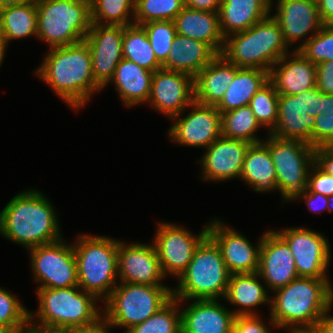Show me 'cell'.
<instances>
[{
  "instance_id": "9",
  "label": "cell",
  "mask_w": 333,
  "mask_h": 333,
  "mask_svg": "<svg viewBox=\"0 0 333 333\" xmlns=\"http://www.w3.org/2000/svg\"><path fill=\"white\" fill-rule=\"evenodd\" d=\"M173 297L170 286H152L118 282L104 302L103 316L113 328L143 323Z\"/></svg>"
},
{
  "instance_id": "58",
  "label": "cell",
  "mask_w": 333,
  "mask_h": 333,
  "mask_svg": "<svg viewBox=\"0 0 333 333\" xmlns=\"http://www.w3.org/2000/svg\"><path fill=\"white\" fill-rule=\"evenodd\" d=\"M328 201H329V203H328V210L327 211L329 213H331V212H333V195L328 197Z\"/></svg>"
},
{
  "instance_id": "30",
  "label": "cell",
  "mask_w": 333,
  "mask_h": 333,
  "mask_svg": "<svg viewBox=\"0 0 333 333\" xmlns=\"http://www.w3.org/2000/svg\"><path fill=\"white\" fill-rule=\"evenodd\" d=\"M218 54L206 43L176 34L163 69L195 77Z\"/></svg>"
},
{
  "instance_id": "16",
  "label": "cell",
  "mask_w": 333,
  "mask_h": 333,
  "mask_svg": "<svg viewBox=\"0 0 333 333\" xmlns=\"http://www.w3.org/2000/svg\"><path fill=\"white\" fill-rule=\"evenodd\" d=\"M208 235L219 246L230 274L256 273L263 233L258 243H253L235 228L227 226L219 218L208 222Z\"/></svg>"
},
{
  "instance_id": "17",
  "label": "cell",
  "mask_w": 333,
  "mask_h": 333,
  "mask_svg": "<svg viewBox=\"0 0 333 333\" xmlns=\"http://www.w3.org/2000/svg\"><path fill=\"white\" fill-rule=\"evenodd\" d=\"M272 17L277 21L285 44L289 47L303 38L300 45L293 50H299L323 26L319 16L318 2L313 0H277ZM309 37H308V36Z\"/></svg>"
},
{
  "instance_id": "34",
  "label": "cell",
  "mask_w": 333,
  "mask_h": 333,
  "mask_svg": "<svg viewBox=\"0 0 333 333\" xmlns=\"http://www.w3.org/2000/svg\"><path fill=\"white\" fill-rule=\"evenodd\" d=\"M122 54L124 59L132 61L151 72L162 69V65L156 59L147 33L140 25L132 24L124 27Z\"/></svg>"
},
{
  "instance_id": "56",
  "label": "cell",
  "mask_w": 333,
  "mask_h": 333,
  "mask_svg": "<svg viewBox=\"0 0 333 333\" xmlns=\"http://www.w3.org/2000/svg\"><path fill=\"white\" fill-rule=\"evenodd\" d=\"M287 333H323L319 327L296 328L287 331Z\"/></svg>"
},
{
  "instance_id": "5",
  "label": "cell",
  "mask_w": 333,
  "mask_h": 333,
  "mask_svg": "<svg viewBox=\"0 0 333 333\" xmlns=\"http://www.w3.org/2000/svg\"><path fill=\"white\" fill-rule=\"evenodd\" d=\"M290 50L282 30L270 14L249 29L225 38L221 55L239 68L270 71L271 67Z\"/></svg>"
},
{
  "instance_id": "3",
  "label": "cell",
  "mask_w": 333,
  "mask_h": 333,
  "mask_svg": "<svg viewBox=\"0 0 333 333\" xmlns=\"http://www.w3.org/2000/svg\"><path fill=\"white\" fill-rule=\"evenodd\" d=\"M273 294L269 315L280 330L317 327L333 305V284L329 278L298 277Z\"/></svg>"
},
{
  "instance_id": "18",
  "label": "cell",
  "mask_w": 333,
  "mask_h": 333,
  "mask_svg": "<svg viewBox=\"0 0 333 333\" xmlns=\"http://www.w3.org/2000/svg\"><path fill=\"white\" fill-rule=\"evenodd\" d=\"M122 25L91 23L84 41L89 46L91 65L95 81L104 89L115 74L118 63L123 59Z\"/></svg>"
},
{
  "instance_id": "37",
  "label": "cell",
  "mask_w": 333,
  "mask_h": 333,
  "mask_svg": "<svg viewBox=\"0 0 333 333\" xmlns=\"http://www.w3.org/2000/svg\"><path fill=\"white\" fill-rule=\"evenodd\" d=\"M181 305L180 300L172 297L155 314L125 333H182Z\"/></svg>"
},
{
  "instance_id": "42",
  "label": "cell",
  "mask_w": 333,
  "mask_h": 333,
  "mask_svg": "<svg viewBox=\"0 0 333 333\" xmlns=\"http://www.w3.org/2000/svg\"><path fill=\"white\" fill-rule=\"evenodd\" d=\"M299 51L314 64L333 61V24H323Z\"/></svg>"
},
{
  "instance_id": "22",
  "label": "cell",
  "mask_w": 333,
  "mask_h": 333,
  "mask_svg": "<svg viewBox=\"0 0 333 333\" xmlns=\"http://www.w3.org/2000/svg\"><path fill=\"white\" fill-rule=\"evenodd\" d=\"M269 81L278 94L297 95L316 87V64L290 50L271 67Z\"/></svg>"
},
{
  "instance_id": "57",
  "label": "cell",
  "mask_w": 333,
  "mask_h": 333,
  "mask_svg": "<svg viewBox=\"0 0 333 333\" xmlns=\"http://www.w3.org/2000/svg\"><path fill=\"white\" fill-rule=\"evenodd\" d=\"M8 43L3 35L0 33V67L4 61L5 53L7 52Z\"/></svg>"
},
{
  "instance_id": "44",
  "label": "cell",
  "mask_w": 333,
  "mask_h": 333,
  "mask_svg": "<svg viewBox=\"0 0 333 333\" xmlns=\"http://www.w3.org/2000/svg\"><path fill=\"white\" fill-rule=\"evenodd\" d=\"M269 326H267L261 315H239L235 316L233 321L232 333H272V328L278 326L269 318ZM271 323V324H270Z\"/></svg>"
},
{
  "instance_id": "8",
  "label": "cell",
  "mask_w": 333,
  "mask_h": 333,
  "mask_svg": "<svg viewBox=\"0 0 333 333\" xmlns=\"http://www.w3.org/2000/svg\"><path fill=\"white\" fill-rule=\"evenodd\" d=\"M37 39L53 47L84 41L90 30V2L36 0Z\"/></svg>"
},
{
  "instance_id": "49",
  "label": "cell",
  "mask_w": 333,
  "mask_h": 333,
  "mask_svg": "<svg viewBox=\"0 0 333 333\" xmlns=\"http://www.w3.org/2000/svg\"><path fill=\"white\" fill-rule=\"evenodd\" d=\"M314 162L326 173L333 176V146L314 149Z\"/></svg>"
},
{
  "instance_id": "32",
  "label": "cell",
  "mask_w": 333,
  "mask_h": 333,
  "mask_svg": "<svg viewBox=\"0 0 333 333\" xmlns=\"http://www.w3.org/2000/svg\"><path fill=\"white\" fill-rule=\"evenodd\" d=\"M269 81V72L256 68H239L221 101L215 106L220 113L250 104L255 93Z\"/></svg>"
},
{
  "instance_id": "35",
  "label": "cell",
  "mask_w": 333,
  "mask_h": 333,
  "mask_svg": "<svg viewBox=\"0 0 333 333\" xmlns=\"http://www.w3.org/2000/svg\"><path fill=\"white\" fill-rule=\"evenodd\" d=\"M221 123L222 136L225 138L244 140L251 144L264 141L257 135L262 126L249 105L221 113Z\"/></svg>"
},
{
  "instance_id": "55",
  "label": "cell",
  "mask_w": 333,
  "mask_h": 333,
  "mask_svg": "<svg viewBox=\"0 0 333 333\" xmlns=\"http://www.w3.org/2000/svg\"><path fill=\"white\" fill-rule=\"evenodd\" d=\"M31 1L33 0H0V9L25 4Z\"/></svg>"
},
{
  "instance_id": "59",
  "label": "cell",
  "mask_w": 333,
  "mask_h": 333,
  "mask_svg": "<svg viewBox=\"0 0 333 333\" xmlns=\"http://www.w3.org/2000/svg\"><path fill=\"white\" fill-rule=\"evenodd\" d=\"M0 333H14V332L12 330H10L9 328L0 324Z\"/></svg>"
},
{
  "instance_id": "48",
  "label": "cell",
  "mask_w": 333,
  "mask_h": 333,
  "mask_svg": "<svg viewBox=\"0 0 333 333\" xmlns=\"http://www.w3.org/2000/svg\"><path fill=\"white\" fill-rule=\"evenodd\" d=\"M305 200L310 211L313 213L320 214L325 210H328V197L321 195L320 193L308 192L306 189L302 192L297 193L290 201L299 199Z\"/></svg>"
},
{
  "instance_id": "33",
  "label": "cell",
  "mask_w": 333,
  "mask_h": 333,
  "mask_svg": "<svg viewBox=\"0 0 333 333\" xmlns=\"http://www.w3.org/2000/svg\"><path fill=\"white\" fill-rule=\"evenodd\" d=\"M0 33L7 43L30 36L37 38L36 0L0 9Z\"/></svg>"
},
{
  "instance_id": "7",
  "label": "cell",
  "mask_w": 333,
  "mask_h": 333,
  "mask_svg": "<svg viewBox=\"0 0 333 333\" xmlns=\"http://www.w3.org/2000/svg\"><path fill=\"white\" fill-rule=\"evenodd\" d=\"M36 295L39 306L36 312L30 310V326L74 328L93 324L103 316L99 300L79 286L36 289Z\"/></svg>"
},
{
  "instance_id": "38",
  "label": "cell",
  "mask_w": 333,
  "mask_h": 333,
  "mask_svg": "<svg viewBox=\"0 0 333 333\" xmlns=\"http://www.w3.org/2000/svg\"><path fill=\"white\" fill-rule=\"evenodd\" d=\"M184 7L183 0H135L134 24L173 21Z\"/></svg>"
},
{
  "instance_id": "40",
  "label": "cell",
  "mask_w": 333,
  "mask_h": 333,
  "mask_svg": "<svg viewBox=\"0 0 333 333\" xmlns=\"http://www.w3.org/2000/svg\"><path fill=\"white\" fill-rule=\"evenodd\" d=\"M278 96L273 84L268 81L255 93L249 104L257 121L268 133L275 128L278 120Z\"/></svg>"
},
{
  "instance_id": "4",
  "label": "cell",
  "mask_w": 333,
  "mask_h": 333,
  "mask_svg": "<svg viewBox=\"0 0 333 333\" xmlns=\"http://www.w3.org/2000/svg\"><path fill=\"white\" fill-rule=\"evenodd\" d=\"M73 244L78 286L104 303L117 286L118 239L78 234Z\"/></svg>"
},
{
  "instance_id": "25",
  "label": "cell",
  "mask_w": 333,
  "mask_h": 333,
  "mask_svg": "<svg viewBox=\"0 0 333 333\" xmlns=\"http://www.w3.org/2000/svg\"><path fill=\"white\" fill-rule=\"evenodd\" d=\"M176 34L187 36L208 44L221 54L225 37L220 28L219 13L184 7L173 20Z\"/></svg>"
},
{
  "instance_id": "13",
  "label": "cell",
  "mask_w": 333,
  "mask_h": 333,
  "mask_svg": "<svg viewBox=\"0 0 333 333\" xmlns=\"http://www.w3.org/2000/svg\"><path fill=\"white\" fill-rule=\"evenodd\" d=\"M289 246L299 277L329 278L331 246L320 232L304 227L274 230Z\"/></svg>"
},
{
  "instance_id": "21",
  "label": "cell",
  "mask_w": 333,
  "mask_h": 333,
  "mask_svg": "<svg viewBox=\"0 0 333 333\" xmlns=\"http://www.w3.org/2000/svg\"><path fill=\"white\" fill-rule=\"evenodd\" d=\"M251 143L228 139L223 136L215 140L200 158V168L204 181L223 182L240 179L246 152Z\"/></svg>"
},
{
  "instance_id": "50",
  "label": "cell",
  "mask_w": 333,
  "mask_h": 333,
  "mask_svg": "<svg viewBox=\"0 0 333 333\" xmlns=\"http://www.w3.org/2000/svg\"><path fill=\"white\" fill-rule=\"evenodd\" d=\"M110 328L112 329L113 327L102 316L93 324L72 328V333H111Z\"/></svg>"
},
{
  "instance_id": "10",
  "label": "cell",
  "mask_w": 333,
  "mask_h": 333,
  "mask_svg": "<svg viewBox=\"0 0 333 333\" xmlns=\"http://www.w3.org/2000/svg\"><path fill=\"white\" fill-rule=\"evenodd\" d=\"M263 143L268 147L276 172V185L285 203L307 188L308 173L314 163V147L296 141L276 138L267 133Z\"/></svg>"
},
{
  "instance_id": "2",
  "label": "cell",
  "mask_w": 333,
  "mask_h": 333,
  "mask_svg": "<svg viewBox=\"0 0 333 333\" xmlns=\"http://www.w3.org/2000/svg\"><path fill=\"white\" fill-rule=\"evenodd\" d=\"M39 190L17 193L0 212V235L25 249L62 239L58 213Z\"/></svg>"
},
{
  "instance_id": "11",
  "label": "cell",
  "mask_w": 333,
  "mask_h": 333,
  "mask_svg": "<svg viewBox=\"0 0 333 333\" xmlns=\"http://www.w3.org/2000/svg\"><path fill=\"white\" fill-rule=\"evenodd\" d=\"M70 244L62 238L28 249L33 280L39 285L36 289L78 286L77 263Z\"/></svg>"
},
{
  "instance_id": "36",
  "label": "cell",
  "mask_w": 333,
  "mask_h": 333,
  "mask_svg": "<svg viewBox=\"0 0 333 333\" xmlns=\"http://www.w3.org/2000/svg\"><path fill=\"white\" fill-rule=\"evenodd\" d=\"M134 13L135 0L90 1L91 23L129 26L134 24Z\"/></svg>"
},
{
  "instance_id": "19",
  "label": "cell",
  "mask_w": 333,
  "mask_h": 333,
  "mask_svg": "<svg viewBox=\"0 0 333 333\" xmlns=\"http://www.w3.org/2000/svg\"><path fill=\"white\" fill-rule=\"evenodd\" d=\"M118 279L120 282L167 286L159 258L151 243H125L119 240L117 251Z\"/></svg>"
},
{
  "instance_id": "54",
  "label": "cell",
  "mask_w": 333,
  "mask_h": 333,
  "mask_svg": "<svg viewBox=\"0 0 333 333\" xmlns=\"http://www.w3.org/2000/svg\"><path fill=\"white\" fill-rule=\"evenodd\" d=\"M333 305L324 313V315L321 317L318 327L323 333H333V315L331 316L330 310Z\"/></svg>"
},
{
  "instance_id": "28",
  "label": "cell",
  "mask_w": 333,
  "mask_h": 333,
  "mask_svg": "<svg viewBox=\"0 0 333 333\" xmlns=\"http://www.w3.org/2000/svg\"><path fill=\"white\" fill-rule=\"evenodd\" d=\"M152 76L153 72L123 58L109 83L115 85L120 101L125 107H134L148 104Z\"/></svg>"
},
{
  "instance_id": "31",
  "label": "cell",
  "mask_w": 333,
  "mask_h": 333,
  "mask_svg": "<svg viewBox=\"0 0 333 333\" xmlns=\"http://www.w3.org/2000/svg\"><path fill=\"white\" fill-rule=\"evenodd\" d=\"M240 179L258 193L278 190L275 166L269 149L263 142L249 146Z\"/></svg>"
},
{
  "instance_id": "26",
  "label": "cell",
  "mask_w": 333,
  "mask_h": 333,
  "mask_svg": "<svg viewBox=\"0 0 333 333\" xmlns=\"http://www.w3.org/2000/svg\"><path fill=\"white\" fill-rule=\"evenodd\" d=\"M267 290L266 284L257 272L230 274L227 291L223 299L232 306L240 307L238 310H232L235 316L259 315L254 307L264 304L271 305V296Z\"/></svg>"
},
{
  "instance_id": "51",
  "label": "cell",
  "mask_w": 333,
  "mask_h": 333,
  "mask_svg": "<svg viewBox=\"0 0 333 333\" xmlns=\"http://www.w3.org/2000/svg\"><path fill=\"white\" fill-rule=\"evenodd\" d=\"M188 8L207 12H219L222 0H183Z\"/></svg>"
},
{
  "instance_id": "6",
  "label": "cell",
  "mask_w": 333,
  "mask_h": 333,
  "mask_svg": "<svg viewBox=\"0 0 333 333\" xmlns=\"http://www.w3.org/2000/svg\"><path fill=\"white\" fill-rule=\"evenodd\" d=\"M229 277L219 246L207 235L196 247L188 267L177 279L178 286L172 289L173 297L181 303L186 300L223 299Z\"/></svg>"
},
{
  "instance_id": "46",
  "label": "cell",
  "mask_w": 333,
  "mask_h": 333,
  "mask_svg": "<svg viewBox=\"0 0 333 333\" xmlns=\"http://www.w3.org/2000/svg\"><path fill=\"white\" fill-rule=\"evenodd\" d=\"M303 106L306 114L313 117L325 113L324 93L317 87L303 91Z\"/></svg>"
},
{
  "instance_id": "53",
  "label": "cell",
  "mask_w": 333,
  "mask_h": 333,
  "mask_svg": "<svg viewBox=\"0 0 333 333\" xmlns=\"http://www.w3.org/2000/svg\"><path fill=\"white\" fill-rule=\"evenodd\" d=\"M29 333H72V328L52 326H30Z\"/></svg>"
},
{
  "instance_id": "27",
  "label": "cell",
  "mask_w": 333,
  "mask_h": 333,
  "mask_svg": "<svg viewBox=\"0 0 333 333\" xmlns=\"http://www.w3.org/2000/svg\"><path fill=\"white\" fill-rule=\"evenodd\" d=\"M238 69L221 54L217 55L194 77L195 102L216 106Z\"/></svg>"
},
{
  "instance_id": "12",
  "label": "cell",
  "mask_w": 333,
  "mask_h": 333,
  "mask_svg": "<svg viewBox=\"0 0 333 333\" xmlns=\"http://www.w3.org/2000/svg\"><path fill=\"white\" fill-rule=\"evenodd\" d=\"M154 246L161 271L166 278L178 279L188 267L199 243L208 235V224L197 235L175 223L159 222L156 225Z\"/></svg>"
},
{
  "instance_id": "14",
  "label": "cell",
  "mask_w": 333,
  "mask_h": 333,
  "mask_svg": "<svg viewBox=\"0 0 333 333\" xmlns=\"http://www.w3.org/2000/svg\"><path fill=\"white\" fill-rule=\"evenodd\" d=\"M188 115L182 113L171 117L168 129L170 141L188 147L206 149L222 136L221 113L215 106L193 102Z\"/></svg>"
},
{
  "instance_id": "29",
  "label": "cell",
  "mask_w": 333,
  "mask_h": 333,
  "mask_svg": "<svg viewBox=\"0 0 333 333\" xmlns=\"http://www.w3.org/2000/svg\"><path fill=\"white\" fill-rule=\"evenodd\" d=\"M273 0H222L219 9L223 36L242 32L271 14Z\"/></svg>"
},
{
  "instance_id": "15",
  "label": "cell",
  "mask_w": 333,
  "mask_h": 333,
  "mask_svg": "<svg viewBox=\"0 0 333 333\" xmlns=\"http://www.w3.org/2000/svg\"><path fill=\"white\" fill-rule=\"evenodd\" d=\"M195 101L194 77L179 71L153 72L148 103L168 118L184 113Z\"/></svg>"
},
{
  "instance_id": "39",
  "label": "cell",
  "mask_w": 333,
  "mask_h": 333,
  "mask_svg": "<svg viewBox=\"0 0 333 333\" xmlns=\"http://www.w3.org/2000/svg\"><path fill=\"white\" fill-rule=\"evenodd\" d=\"M15 294L0 287V324L14 333H29L30 310Z\"/></svg>"
},
{
  "instance_id": "20",
  "label": "cell",
  "mask_w": 333,
  "mask_h": 333,
  "mask_svg": "<svg viewBox=\"0 0 333 333\" xmlns=\"http://www.w3.org/2000/svg\"><path fill=\"white\" fill-rule=\"evenodd\" d=\"M257 273L272 293L299 277L288 244L274 230L263 232Z\"/></svg>"
},
{
  "instance_id": "23",
  "label": "cell",
  "mask_w": 333,
  "mask_h": 333,
  "mask_svg": "<svg viewBox=\"0 0 333 333\" xmlns=\"http://www.w3.org/2000/svg\"><path fill=\"white\" fill-rule=\"evenodd\" d=\"M220 300H189L181 306L182 333H232L235 315Z\"/></svg>"
},
{
  "instance_id": "41",
  "label": "cell",
  "mask_w": 333,
  "mask_h": 333,
  "mask_svg": "<svg viewBox=\"0 0 333 333\" xmlns=\"http://www.w3.org/2000/svg\"><path fill=\"white\" fill-rule=\"evenodd\" d=\"M150 40L157 61L163 65L173 44L176 29L173 21H151L141 25Z\"/></svg>"
},
{
  "instance_id": "52",
  "label": "cell",
  "mask_w": 333,
  "mask_h": 333,
  "mask_svg": "<svg viewBox=\"0 0 333 333\" xmlns=\"http://www.w3.org/2000/svg\"><path fill=\"white\" fill-rule=\"evenodd\" d=\"M318 9L322 23L333 24V0H319Z\"/></svg>"
},
{
  "instance_id": "24",
  "label": "cell",
  "mask_w": 333,
  "mask_h": 333,
  "mask_svg": "<svg viewBox=\"0 0 333 333\" xmlns=\"http://www.w3.org/2000/svg\"><path fill=\"white\" fill-rule=\"evenodd\" d=\"M278 120L269 133L276 138L296 140L312 146V130L315 117L306 114L303 106V92L297 95L279 94Z\"/></svg>"
},
{
  "instance_id": "43",
  "label": "cell",
  "mask_w": 333,
  "mask_h": 333,
  "mask_svg": "<svg viewBox=\"0 0 333 333\" xmlns=\"http://www.w3.org/2000/svg\"><path fill=\"white\" fill-rule=\"evenodd\" d=\"M325 113L315 117L312 147L333 146V94H324Z\"/></svg>"
},
{
  "instance_id": "47",
  "label": "cell",
  "mask_w": 333,
  "mask_h": 333,
  "mask_svg": "<svg viewBox=\"0 0 333 333\" xmlns=\"http://www.w3.org/2000/svg\"><path fill=\"white\" fill-rule=\"evenodd\" d=\"M316 87L324 94H333V61L316 64Z\"/></svg>"
},
{
  "instance_id": "1",
  "label": "cell",
  "mask_w": 333,
  "mask_h": 333,
  "mask_svg": "<svg viewBox=\"0 0 333 333\" xmlns=\"http://www.w3.org/2000/svg\"><path fill=\"white\" fill-rule=\"evenodd\" d=\"M35 70L63 102L75 111L86 106L93 94L103 88L93 77L91 54L85 41L48 49Z\"/></svg>"
},
{
  "instance_id": "45",
  "label": "cell",
  "mask_w": 333,
  "mask_h": 333,
  "mask_svg": "<svg viewBox=\"0 0 333 333\" xmlns=\"http://www.w3.org/2000/svg\"><path fill=\"white\" fill-rule=\"evenodd\" d=\"M308 192L320 193L326 197L333 195V176L324 172L315 162L308 173Z\"/></svg>"
}]
</instances>
